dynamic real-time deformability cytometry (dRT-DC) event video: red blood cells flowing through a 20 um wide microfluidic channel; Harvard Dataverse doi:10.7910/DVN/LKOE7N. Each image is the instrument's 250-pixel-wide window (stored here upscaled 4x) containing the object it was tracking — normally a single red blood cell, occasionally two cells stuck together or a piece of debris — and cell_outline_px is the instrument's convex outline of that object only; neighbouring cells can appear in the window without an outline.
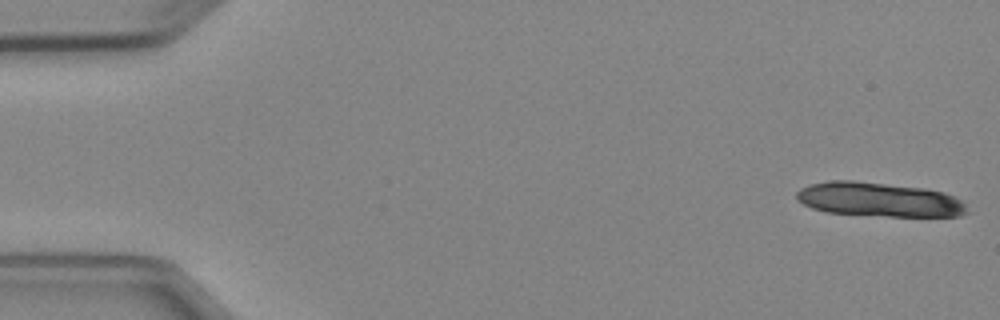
{"species": "Egyptian fruit bat (a non-hibernating species)", "species_latin": "Rousettus aegyptiacus", "temperature_condition": "cold", "stored_images_in_passage": 5, "segment_of_instrument_passage": [1, 2], "camera_frame_rate_fps": 3000, "um_per_image_px": 0.085, "animal": {"sex": "female"}, "frame": {"image": 1, "passage_image": 1, "time_ms": 0.0, "image_size_px": [1000, 320], "cell_outline_px": [[968, 212], [960, 216], [888, 216], [824, 212], [812, 208], [796, 200], [796, 192], [800, 188], [808, 184], [828, 180], [852, 180], [924, 188], [944, 192], [956, 196], [964, 204]], "centroid_in_image_um": [74.68, 16.95], "position_along_channel_um": 10.3, "area_um2": 34.16}}